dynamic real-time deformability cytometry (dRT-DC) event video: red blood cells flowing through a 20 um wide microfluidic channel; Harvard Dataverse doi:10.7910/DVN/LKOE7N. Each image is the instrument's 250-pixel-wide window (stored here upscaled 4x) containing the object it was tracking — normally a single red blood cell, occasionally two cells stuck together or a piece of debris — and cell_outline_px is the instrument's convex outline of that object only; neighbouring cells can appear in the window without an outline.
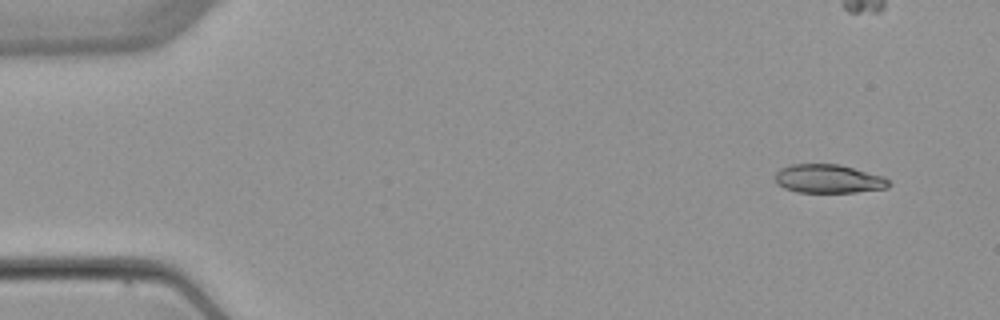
{"species": "common noctule bat (a hibernating species)", "species_latin": "Nyctalus noctula", "temperature_condition": "warm", "stored_images_in_passage": 4, "camera_frame_rate_fps": 3000, "um_per_image_px": 0.085, "animal": {"sex": "female", "body_mass_g": 22.7, "forearm_length_mm": 54.2}, "frame": {"image": 1, "passage_image": 1, "time_ms": 0.0, "image_size_px": [1000, 320], "cell_outline_px": [[892, 184], [888, 188], [856, 192], [796, 192], [784, 188], [776, 184], [776, 172], [780, 168], [792, 164], [840, 164], [884, 176]], "centroid_in_image_um": [70.44, 15.2], "position_along_channel_um": 14.6, "area_um2": 19.13}}